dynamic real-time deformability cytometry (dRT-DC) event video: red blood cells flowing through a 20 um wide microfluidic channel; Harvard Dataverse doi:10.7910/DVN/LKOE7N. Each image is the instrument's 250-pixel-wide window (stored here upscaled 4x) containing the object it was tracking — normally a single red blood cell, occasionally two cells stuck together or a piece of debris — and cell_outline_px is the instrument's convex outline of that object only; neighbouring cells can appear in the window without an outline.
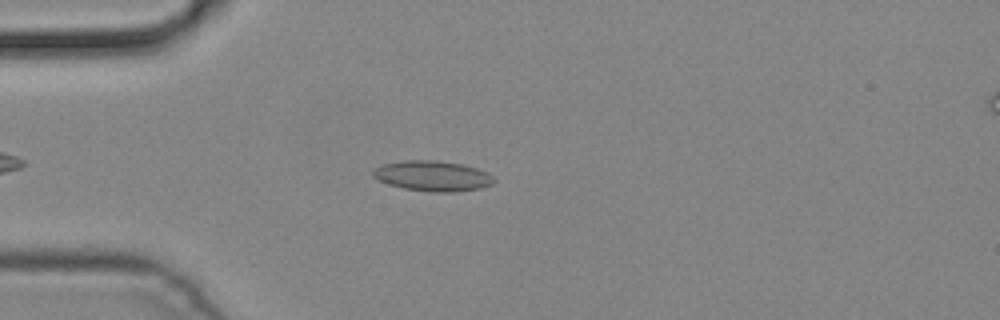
{"species": "common noctule bat (a hibernating species)", "species_latin": "Nyctalus noctula", "temperature_condition": "cold", "stored_images_in_passage": 2, "camera_frame_rate_fps": 3000, "um_per_image_px": 0.085, "animal": {"sex": "male", "body_mass_g": 19.2, "forearm_length_mm": 51.8}, "frame": {"image": 1, "passage_image": 1, "time_ms": 0.0, "image_size_px": [1000, 320], "cell_outline_px": [[496, 180], [492, 184], [480, 188], [452, 192], [436, 192], [404, 188], [388, 184], [372, 176], [372, 168], [384, 164], [404, 160], [432, 160], [464, 164], [488, 172]], "centroid_in_image_um": [36.77, 14.94], "position_along_channel_um": 48.2, "area_um2": 21.33}}